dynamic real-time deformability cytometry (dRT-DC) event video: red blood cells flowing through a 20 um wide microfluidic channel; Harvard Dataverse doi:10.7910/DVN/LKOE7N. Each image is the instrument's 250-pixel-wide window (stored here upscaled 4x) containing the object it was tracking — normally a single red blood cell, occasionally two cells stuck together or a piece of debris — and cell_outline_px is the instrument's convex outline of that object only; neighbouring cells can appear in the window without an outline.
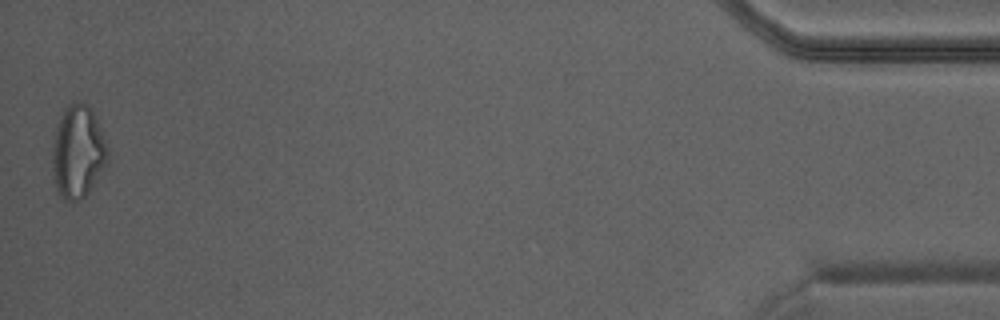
{"species": "Egyptian fruit bat (a non-hibernating species)", "species_latin": "Rousettus aegyptiacus", "temperature_condition": "warm", "stored_images_in_passage": 41, "camera_frame_rate_fps": 3000, "um_per_image_px": 0.085, "animal": {"sex": "male"}, "frame": {"image": 1, "passage_image": 41, "time_ms": 13.333, "image_size_px": [1000, 320], "cell_outline_px": [[108, 164], [88, 192], [80, 200], [72, 204], [64, 200], [56, 188], [52, 176], [52, 148], [56, 128], [60, 116], [64, 108], [72, 104], [88, 104], [92, 108], [108, 144]], "centroid_in_image_um": [6.63, 12.94], "position_along_channel_um": 428.6, "area_um2": 30.35}}